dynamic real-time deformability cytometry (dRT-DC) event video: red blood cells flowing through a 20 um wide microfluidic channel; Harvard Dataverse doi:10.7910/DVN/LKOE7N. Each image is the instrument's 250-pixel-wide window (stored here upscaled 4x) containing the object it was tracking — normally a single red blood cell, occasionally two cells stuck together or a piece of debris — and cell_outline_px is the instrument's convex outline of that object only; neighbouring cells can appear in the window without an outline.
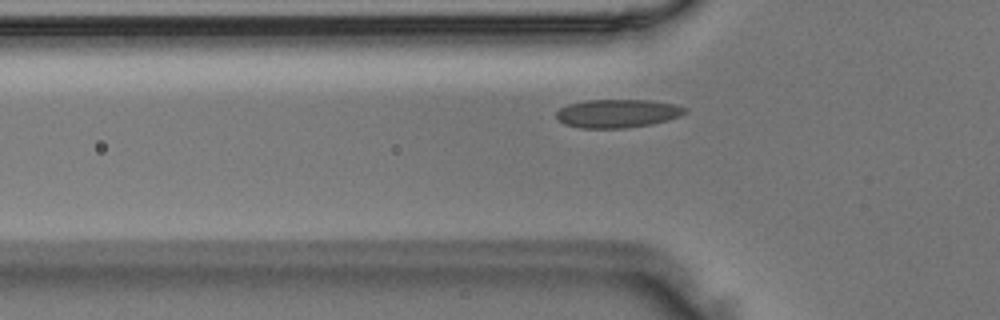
{"species": "Egyptian fruit bat (a non-hibernating species)", "species_latin": "Rousettus aegyptiacus", "temperature_condition": "room temperature", "stored_images_in_passage": 38, "camera_frame_rate_fps": 3000, "um_per_image_px": 0.085, "animal": {"sex": "male"}, "frame": {"image": 1, "passage_image": 5, "time_ms": 1.333, "image_size_px": [1000, 320], "cell_outline_px": [[688, 112], [680, 116], [668, 120], [652, 124], [624, 128], [580, 128], [564, 124], [556, 120], [556, 112], [560, 108], [568, 104], [584, 100], [648, 100], [676, 104], [688, 108]], "centroid_in_image_um": [52.49, 9.64], "position_along_channel_um": 73.3, "area_um2": 21.56}}
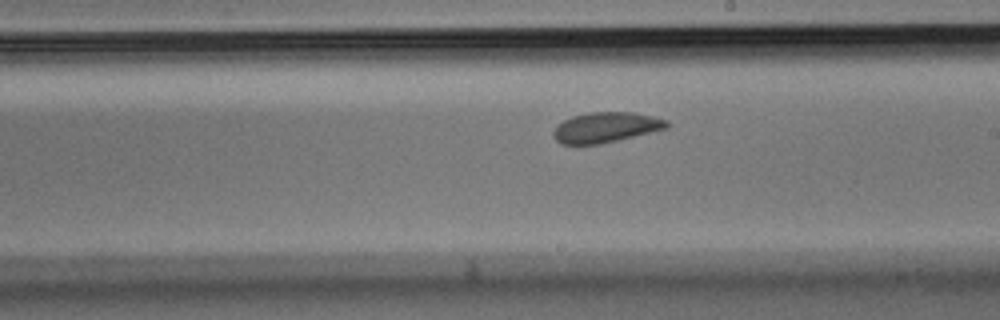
{"frame": {"image": 2, "passage_image": 17, "time_ms": 5.333, "image_size_px": [1000, 320], "cell_outline_px": [[668, 128], [600, 144], [560, 144], [552, 136], [552, 132], [556, 124], [572, 116], [588, 112], [632, 112], [652, 116], [668, 120]], "centroid_in_image_um": [51.45, 10.82], "position_along_channel_um": 237.5, "area_um2": 20.06}}
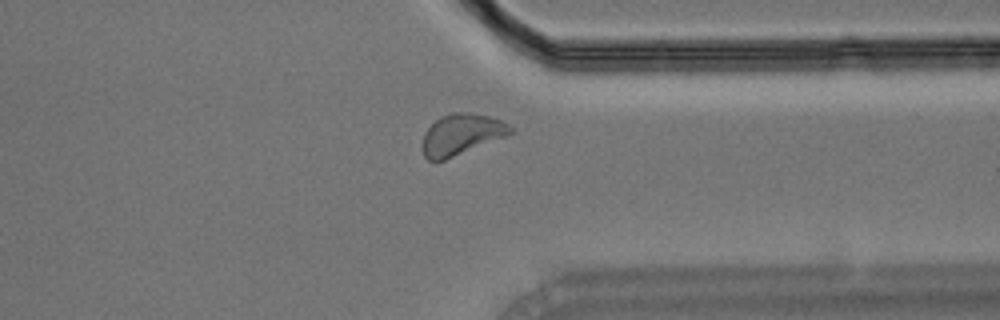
{"frame": {"image": 3, "passage_image": 27, "time_ms": 8.667, "image_size_px": [1000, 320], "cell_outline_px": [[512, 132], [508, 136], [444, 160], [428, 160], [424, 156], [420, 144], [424, 132], [440, 116], [452, 112], [472, 112], [488, 116], [500, 120], [512, 128]], "centroid_in_image_um": [39.18, 11.43], "position_along_channel_um": 372.2, "area_um2": 21.15}}